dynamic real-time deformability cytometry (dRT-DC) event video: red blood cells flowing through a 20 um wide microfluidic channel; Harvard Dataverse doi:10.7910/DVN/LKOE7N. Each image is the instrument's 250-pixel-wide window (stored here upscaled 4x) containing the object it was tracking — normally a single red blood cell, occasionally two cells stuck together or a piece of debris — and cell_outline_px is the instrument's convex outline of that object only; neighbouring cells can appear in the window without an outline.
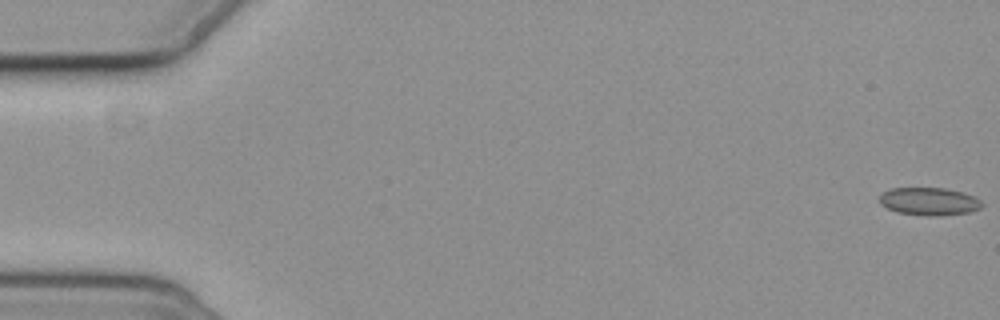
{"species": "common noctule bat (a hibernating species)", "species_latin": "Nyctalus noctula", "temperature_condition": "cold", "stored_images_in_passage": 5, "camera_frame_rate_fps": 3000, "um_per_image_px": 0.085, "animal": {"sex": "female", "body_mass_g": 19.3, "forearm_length_mm": 54.1}, "frame": {"image": 1, "passage_image": 1, "time_ms": 0.0, "image_size_px": [1000, 320], "cell_outline_px": [[984, 204], [980, 208], [968, 212], [940, 216], [928, 216], [896, 212], [880, 204], [880, 196], [884, 192], [892, 188], [944, 188], [964, 192], [980, 200]], "centroid_in_image_um": [78.99, 17.12], "position_along_channel_um": 6.0, "area_um2": 16.53}}